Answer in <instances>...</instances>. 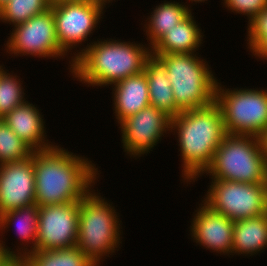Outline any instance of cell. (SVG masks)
<instances>
[{
	"label": "cell",
	"instance_id": "1",
	"mask_svg": "<svg viewBox=\"0 0 267 266\" xmlns=\"http://www.w3.org/2000/svg\"><path fill=\"white\" fill-rule=\"evenodd\" d=\"M35 204L40 206L80 201L99 181L100 167L88 157L56 144L33 152Z\"/></svg>",
	"mask_w": 267,
	"mask_h": 266
},
{
	"label": "cell",
	"instance_id": "2",
	"mask_svg": "<svg viewBox=\"0 0 267 266\" xmlns=\"http://www.w3.org/2000/svg\"><path fill=\"white\" fill-rule=\"evenodd\" d=\"M180 151L183 184L198 181L211 165L216 149L227 135L220 107L214 102L180 112L171 119V131ZM176 133V134H175ZM176 135V136H175Z\"/></svg>",
	"mask_w": 267,
	"mask_h": 266
},
{
	"label": "cell",
	"instance_id": "3",
	"mask_svg": "<svg viewBox=\"0 0 267 266\" xmlns=\"http://www.w3.org/2000/svg\"><path fill=\"white\" fill-rule=\"evenodd\" d=\"M115 38L94 40L73 62L70 75L87 87H109L144 71L151 48Z\"/></svg>",
	"mask_w": 267,
	"mask_h": 266
},
{
	"label": "cell",
	"instance_id": "4",
	"mask_svg": "<svg viewBox=\"0 0 267 266\" xmlns=\"http://www.w3.org/2000/svg\"><path fill=\"white\" fill-rule=\"evenodd\" d=\"M119 214L111 200L94 187L80 200L76 247L98 266L122 247L123 223Z\"/></svg>",
	"mask_w": 267,
	"mask_h": 266
},
{
	"label": "cell",
	"instance_id": "5",
	"mask_svg": "<svg viewBox=\"0 0 267 266\" xmlns=\"http://www.w3.org/2000/svg\"><path fill=\"white\" fill-rule=\"evenodd\" d=\"M152 55L165 65L175 105L181 112L207 107L215 102L218 79L200 53Z\"/></svg>",
	"mask_w": 267,
	"mask_h": 266
},
{
	"label": "cell",
	"instance_id": "6",
	"mask_svg": "<svg viewBox=\"0 0 267 266\" xmlns=\"http://www.w3.org/2000/svg\"><path fill=\"white\" fill-rule=\"evenodd\" d=\"M202 176L241 183H267V163L259 138L227 134L216 149L211 165L199 177Z\"/></svg>",
	"mask_w": 267,
	"mask_h": 266
},
{
	"label": "cell",
	"instance_id": "7",
	"mask_svg": "<svg viewBox=\"0 0 267 266\" xmlns=\"http://www.w3.org/2000/svg\"><path fill=\"white\" fill-rule=\"evenodd\" d=\"M217 81L215 103L227 134L259 136L267 129V88H226Z\"/></svg>",
	"mask_w": 267,
	"mask_h": 266
},
{
	"label": "cell",
	"instance_id": "8",
	"mask_svg": "<svg viewBox=\"0 0 267 266\" xmlns=\"http://www.w3.org/2000/svg\"><path fill=\"white\" fill-rule=\"evenodd\" d=\"M50 8L55 20L57 41L61 49L68 56L70 54V58L74 61L94 41L89 39L97 30L98 25H101L99 23L102 22L107 7L96 1L82 0L64 2ZM86 41L87 45H84Z\"/></svg>",
	"mask_w": 267,
	"mask_h": 266
},
{
	"label": "cell",
	"instance_id": "9",
	"mask_svg": "<svg viewBox=\"0 0 267 266\" xmlns=\"http://www.w3.org/2000/svg\"><path fill=\"white\" fill-rule=\"evenodd\" d=\"M201 201L232 221L267 213V183H241L211 179Z\"/></svg>",
	"mask_w": 267,
	"mask_h": 266
},
{
	"label": "cell",
	"instance_id": "10",
	"mask_svg": "<svg viewBox=\"0 0 267 266\" xmlns=\"http://www.w3.org/2000/svg\"><path fill=\"white\" fill-rule=\"evenodd\" d=\"M4 44V52L10 57L31 56L34 58L56 59L68 58L69 73L73 67V60L60 47L56 38L55 20L51 8L35 15L24 23L16 25L10 30Z\"/></svg>",
	"mask_w": 267,
	"mask_h": 266
},
{
	"label": "cell",
	"instance_id": "11",
	"mask_svg": "<svg viewBox=\"0 0 267 266\" xmlns=\"http://www.w3.org/2000/svg\"><path fill=\"white\" fill-rule=\"evenodd\" d=\"M117 126L125 156L136 160L147 156L162 141V137L171 134V118L153 106L129 116Z\"/></svg>",
	"mask_w": 267,
	"mask_h": 266
},
{
	"label": "cell",
	"instance_id": "12",
	"mask_svg": "<svg viewBox=\"0 0 267 266\" xmlns=\"http://www.w3.org/2000/svg\"><path fill=\"white\" fill-rule=\"evenodd\" d=\"M80 201L38 207L36 250L76 246Z\"/></svg>",
	"mask_w": 267,
	"mask_h": 266
},
{
	"label": "cell",
	"instance_id": "13",
	"mask_svg": "<svg viewBox=\"0 0 267 266\" xmlns=\"http://www.w3.org/2000/svg\"><path fill=\"white\" fill-rule=\"evenodd\" d=\"M192 214L190 235L199 247L214 254L232 256L234 221L212 211L202 201ZM203 246V247H202Z\"/></svg>",
	"mask_w": 267,
	"mask_h": 266
},
{
	"label": "cell",
	"instance_id": "14",
	"mask_svg": "<svg viewBox=\"0 0 267 266\" xmlns=\"http://www.w3.org/2000/svg\"><path fill=\"white\" fill-rule=\"evenodd\" d=\"M35 204L33 154L27 160L0 164V215Z\"/></svg>",
	"mask_w": 267,
	"mask_h": 266
},
{
	"label": "cell",
	"instance_id": "15",
	"mask_svg": "<svg viewBox=\"0 0 267 266\" xmlns=\"http://www.w3.org/2000/svg\"><path fill=\"white\" fill-rule=\"evenodd\" d=\"M12 224L16 227L15 232L16 236H19L20 246L18 244L17 248L14 246L11 249L5 244L4 235L10 231ZM37 231L38 206L36 204L9 210L0 215V248L10 259H24L29 253L36 250Z\"/></svg>",
	"mask_w": 267,
	"mask_h": 266
},
{
	"label": "cell",
	"instance_id": "16",
	"mask_svg": "<svg viewBox=\"0 0 267 266\" xmlns=\"http://www.w3.org/2000/svg\"><path fill=\"white\" fill-rule=\"evenodd\" d=\"M39 110V107L27 100L2 118L11 130L34 151L50 149L56 144L48 139L46 120Z\"/></svg>",
	"mask_w": 267,
	"mask_h": 266
},
{
	"label": "cell",
	"instance_id": "17",
	"mask_svg": "<svg viewBox=\"0 0 267 266\" xmlns=\"http://www.w3.org/2000/svg\"><path fill=\"white\" fill-rule=\"evenodd\" d=\"M110 87H112L113 114L118 125L129 116L150 106L145 71L118 81Z\"/></svg>",
	"mask_w": 267,
	"mask_h": 266
},
{
	"label": "cell",
	"instance_id": "18",
	"mask_svg": "<svg viewBox=\"0 0 267 266\" xmlns=\"http://www.w3.org/2000/svg\"><path fill=\"white\" fill-rule=\"evenodd\" d=\"M193 14L191 12L180 23L168 30L151 48V54L199 53L198 50L205 42L203 41L205 35Z\"/></svg>",
	"mask_w": 267,
	"mask_h": 266
},
{
	"label": "cell",
	"instance_id": "19",
	"mask_svg": "<svg viewBox=\"0 0 267 266\" xmlns=\"http://www.w3.org/2000/svg\"><path fill=\"white\" fill-rule=\"evenodd\" d=\"M267 248V213L236 221L233 229L232 257H252Z\"/></svg>",
	"mask_w": 267,
	"mask_h": 266
},
{
	"label": "cell",
	"instance_id": "20",
	"mask_svg": "<svg viewBox=\"0 0 267 266\" xmlns=\"http://www.w3.org/2000/svg\"><path fill=\"white\" fill-rule=\"evenodd\" d=\"M149 90L150 106L158 108L171 119L181 111L175 105L171 83L165 65L154 55H150L144 66Z\"/></svg>",
	"mask_w": 267,
	"mask_h": 266
},
{
	"label": "cell",
	"instance_id": "21",
	"mask_svg": "<svg viewBox=\"0 0 267 266\" xmlns=\"http://www.w3.org/2000/svg\"><path fill=\"white\" fill-rule=\"evenodd\" d=\"M152 11L147 15L143 25L144 35L146 36L147 44L152 48L167 32L176 24L185 19L191 12L186 7L184 2H177L175 0L161 1ZM147 21V22H146Z\"/></svg>",
	"mask_w": 267,
	"mask_h": 266
},
{
	"label": "cell",
	"instance_id": "22",
	"mask_svg": "<svg viewBox=\"0 0 267 266\" xmlns=\"http://www.w3.org/2000/svg\"><path fill=\"white\" fill-rule=\"evenodd\" d=\"M23 260L27 266H98L76 246L67 249L35 250Z\"/></svg>",
	"mask_w": 267,
	"mask_h": 266
},
{
	"label": "cell",
	"instance_id": "23",
	"mask_svg": "<svg viewBox=\"0 0 267 266\" xmlns=\"http://www.w3.org/2000/svg\"><path fill=\"white\" fill-rule=\"evenodd\" d=\"M49 0H9L0 8V22L14 27L49 10Z\"/></svg>",
	"mask_w": 267,
	"mask_h": 266
},
{
	"label": "cell",
	"instance_id": "24",
	"mask_svg": "<svg viewBox=\"0 0 267 266\" xmlns=\"http://www.w3.org/2000/svg\"><path fill=\"white\" fill-rule=\"evenodd\" d=\"M13 74L5 66L0 71V119L28 99L21 77Z\"/></svg>",
	"mask_w": 267,
	"mask_h": 266
},
{
	"label": "cell",
	"instance_id": "25",
	"mask_svg": "<svg viewBox=\"0 0 267 266\" xmlns=\"http://www.w3.org/2000/svg\"><path fill=\"white\" fill-rule=\"evenodd\" d=\"M34 150L0 119V164L27 160Z\"/></svg>",
	"mask_w": 267,
	"mask_h": 266
},
{
	"label": "cell",
	"instance_id": "26",
	"mask_svg": "<svg viewBox=\"0 0 267 266\" xmlns=\"http://www.w3.org/2000/svg\"><path fill=\"white\" fill-rule=\"evenodd\" d=\"M246 47L249 52L267 36V7L261 10L253 19L247 22Z\"/></svg>",
	"mask_w": 267,
	"mask_h": 266
},
{
	"label": "cell",
	"instance_id": "27",
	"mask_svg": "<svg viewBox=\"0 0 267 266\" xmlns=\"http://www.w3.org/2000/svg\"><path fill=\"white\" fill-rule=\"evenodd\" d=\"M223 7L230 13L245 15L248 22L267 7V0H222Z\"/></svg>",
	"mask_w": 267,
	"mask_h": 266
},
{
	"label": "cell",
	"instance_id": "28",
	"mask_svg": "<svg viewBox=\"0 0 267 266\" xmlns=\"http://www.w3.org/2000/svg\"><path fill=\"white\" fill-rule=\"evenodd\" d=\"M250 52L252 57L254 56L257 61H267V36L263 38Z\"/></svg>",
	"mask_w": 267,
	"mask_h": 266
},
{
	"label": "cell",
	"instance_id": "29",
	"mask_svg": "<svg viewBox=\"0 0 267 266\" xmlns=\"http://www.w3.org/2000/svg\"><path fill=\"white\" fill-rule=\"evenodd\" d=\"M261 151L264 154V159L267 163V129L264 130L259 136Z\"/></svg>",
	"mask_w": 267,
	"mask_h": 266
},
{
	"label": "cell",
	"instance_id": "30",
	"mask_svg": "<svg viewBox=\"0 0 267 266\" xmlns=\"http://www.w3.org/2000/svg\"><path fill=\"white\" fill-rule=\"evenodd\" d=\"M3 266H27L23 259H9Z\"/></svg>",
	"mask_w": 267,
	"mask_h": 266
},
{
	"label": "cell",
	"instance_id": "31",
	"mask_svg": "<svg viewBox=\"0 0 267 266\" xmlns=\"http://www.w3.org/2000/svg\"><path fill=\"white\" fill-rule=\"evenodd\" d=\"M188 3H190V4H188L187 2H185L184 4L186 5V7H188L189 9H190V11H192L193 9L191 8L193 5H195V4H201L202 2L203 3H205V1L207 2L208 0H186ZM193 2H194V4H193Z\"/></svg>",
	"mask_w": 267,
	"mask_h": 266
},
{
	"label": "cell",
	"instance_id": "32",
	"mask_svg": "<svg viewBox=\"0 0 267 266\" xmlns=\"http://www.w3.org/2000/svg\"><path fill=\"white\" fill-rule=\"evenodd\" d=\"M10 258L0 248V266H3Z\"/></svg>",
	"mask_w": 267,
	"mask_h": 266
},
{
	"label": "cell",
	"instance_id": "33",
	"mask_svg": "<svg viewBox=\"0 0 267 266\" xmlns=\"http://www.w3.org/2000/svg\"><path fill=\"white\" fill-rule=\"evenodd\" d=\"M78 1H82V0H49L51 6L64 3V2H78Z\"/></svg>",
	"mask_w": 267,
	"mask_h": 266
},
{
	"label": "cell",
	"instance_id": "34",
	"mask_svg": "<svg viewBox=\"0 0 267 266\" xmlns=\"http://www.w3.org/2000/svg\"><path fill=\"white\" fill-rule=\"evenodd\" d=\"M91 1H96V2L102 3L106 7H110L109 5H111L113 1L116 2L115 0H91Z\"/></svg>",
	"mask_w": 267,
	"mask_h": 266
},
{
	"label": "cell",
	"instance_id": "35",
	"mask_svg": "<svg viewBox=\"0 0 267 266\" xmlns=\"http://www.w3.org/2000/svg\"><path fill=\"white\" fill-rule=\"evenodd\" d=\"M9 0H0V8L3 7Z\"/></svg>",
	"mask_w": 267,
	"mask_h": 266
},
{
	"label": "cell",
	"instance_id": "36",
	"mask_svg": "<svg viewBox=\"0 0 267 266\" xmlns=\"http://www.w3.org/2000/svg\"><path fill=\"white\" fill-rule=\"evenodd\" d=\"M3 67H4L3 63L0 64V71H1V69H2Z\"/></svg>",
	"mask_w": 267,
	"mask_h": 266
}]
</instances>
